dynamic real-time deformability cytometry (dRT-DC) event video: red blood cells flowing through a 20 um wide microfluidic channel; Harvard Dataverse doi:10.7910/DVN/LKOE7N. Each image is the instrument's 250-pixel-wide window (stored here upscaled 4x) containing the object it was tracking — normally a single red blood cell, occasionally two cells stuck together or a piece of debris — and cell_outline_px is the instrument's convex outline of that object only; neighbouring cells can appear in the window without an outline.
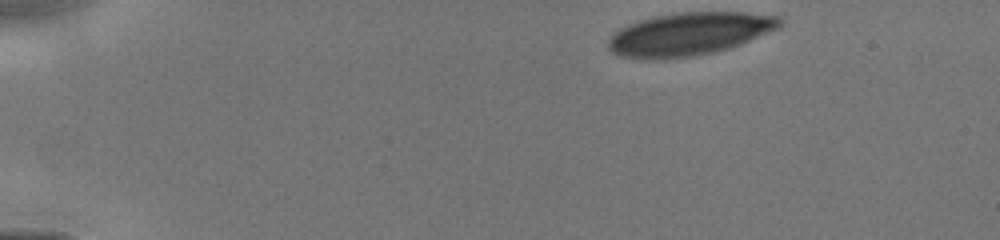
{"species": "human", "species_latin": "Homo sapiens", "temperature_condition": "cold", "stored_images_in_passage": 3, "camera_frame_rate_fps": 3000, "um_per_image_px": 0.085, "donor": {"sex": "male"}, "frame": {"image": 1, "passage_image": 1, "time_ms": 0.0, "image_size_px": [1000, 240], "cell_outline_px": [[784, 24], [780, 28], [740, 44], [728, 48], [696, 56], [664, 60], [648, 60], [620, 56], [612, 52], [608, 48], [608, 36], [612, 32], [628, 24], [652, 16], [676, 12], [744, 12], [780, 16], [784, 20]], "centroid_in_image_um": [58.57, 2.89], "position_along_channel_um": 26.4, "area_um2": 43.64}}